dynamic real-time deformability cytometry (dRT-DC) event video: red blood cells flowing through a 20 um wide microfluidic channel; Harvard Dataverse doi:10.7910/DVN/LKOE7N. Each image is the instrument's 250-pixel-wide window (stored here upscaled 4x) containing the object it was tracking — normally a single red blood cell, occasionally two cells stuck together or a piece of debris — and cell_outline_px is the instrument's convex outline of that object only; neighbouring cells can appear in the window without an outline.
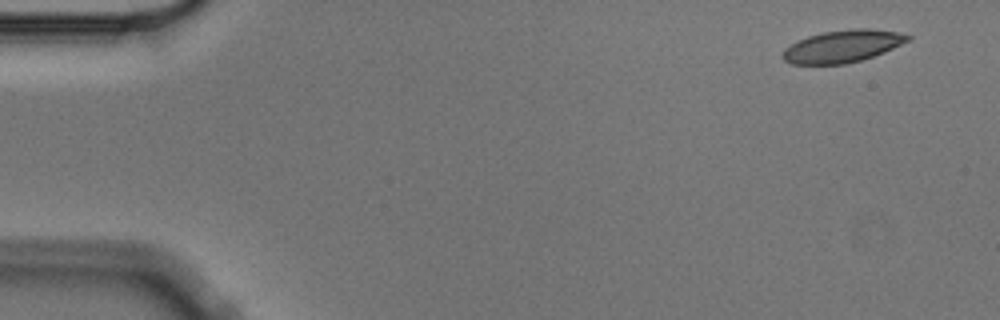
{"species": "Egyptian fruit bat (a non-hibernating species)", "species_latin": "Rousettus aegyptiacus", "temperature_condition": "cold", "stored_images_in_passage": 4, "camera_frame_rate_fps": 3000, "um_per_image_px": 0.085, "animal": {"sex": "male"}, "frame": {"image": 1, "passage_image": 1, "time_ms": 0.0, "image_size_px": [1000, 320], "cell_outline_px": [[912, 36], [908, 40], [884, 52], [860, 60], [844, 64], [792, 64], [784, 60], [780, 56], [784, 48], [808, 36], [824, 32], [852, 28], [868, 28], [896, 32]], "centroid_in_image_um": [71.57, 3.93], "position_along_channel_um": 13.4, "area_um2": 23.24}}
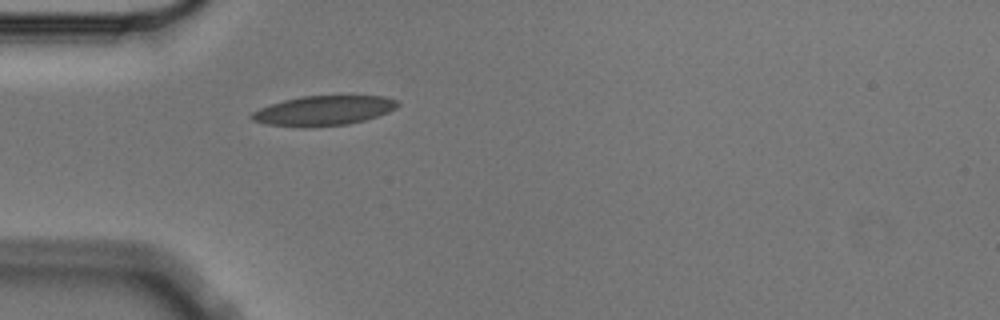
{"frame": {"image": 2, "passage_image": 4, "time_ms": 1.0, "image_size_px": [1000, 320], "cell_outline_px": [[400, 104], [396, 108], [388, 112], [364, 120], [348, 124], [316, 128], [304, 128], [268, 124], [252, 120], [248, 116], [252, 112], [260, 108], [284, 100], [300, 96], [384, 96], [396, 100]], "centroid_in_image_um": [27.48, 9.42], "position_along_channel_um": 57.5, "area_um2": 25.43}}